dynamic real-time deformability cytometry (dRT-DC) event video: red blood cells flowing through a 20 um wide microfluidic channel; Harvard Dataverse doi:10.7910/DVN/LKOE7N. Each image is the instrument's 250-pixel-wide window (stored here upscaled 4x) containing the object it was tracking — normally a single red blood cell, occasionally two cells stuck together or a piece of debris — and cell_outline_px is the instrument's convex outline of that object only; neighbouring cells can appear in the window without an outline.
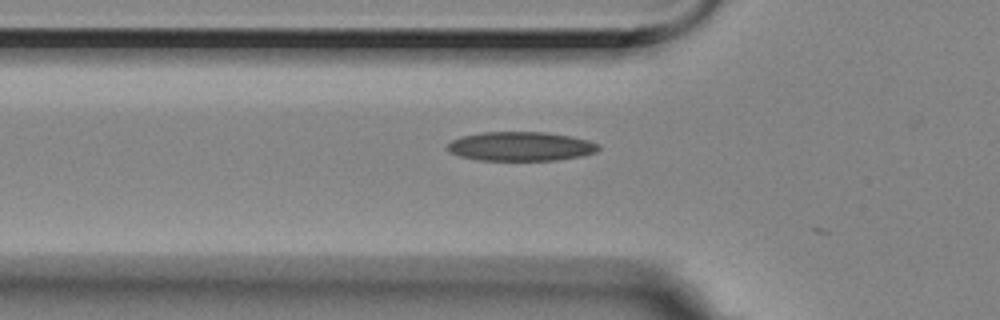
{"species": "Egyptian fruit bat (a non-hibernating species)", "species_latin": "Rousettus aegyptiacus", "temperature_condition": "room temperature", "stored_images_in_passage": 6, "camera_frame_rate_fps": 3000, "um_per_image_px": 0.085, "animal": {"sex": "female"}, "frame": {"image": 1, "passage_image": 5, "time_ms": 1.333, "image_size_px": [1000, 320], "cell_outline_px": [[600, 148], [596, 152], [580, 156], [556, 160], [480, 160], [460, 156], [448, 152], [448, 144], [452, 140], [460, 136], [480, 132], [544, 132], [572, 136], [588, 140], [600, 144]], "centroid_in_image_um": [44.26, 12.43], "position_along_channel_um": 81.5, "area_um2": 25.72}}
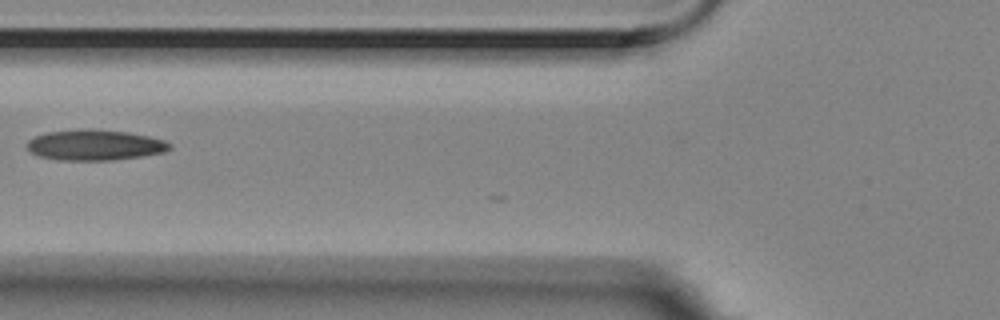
{"frame": {"image": 2, "passage_image": 6, "time_ms": 1.667, "image_size_px": [1000, 320], "cell_outline_px": [[172, 148], [164, 152], [140, 156], [112, 160], [60, 160], [40, 156], [28, 152], [28, 140], [36, 136], [48, 132], [88, 128], [92, 128], [128, 132], [148, 136], [164, 140], [172, 144]], "centroid_in_image_um": [8.07, 12.32], "position_along_channel_um": 117.7, "area_um2": 25.43}}